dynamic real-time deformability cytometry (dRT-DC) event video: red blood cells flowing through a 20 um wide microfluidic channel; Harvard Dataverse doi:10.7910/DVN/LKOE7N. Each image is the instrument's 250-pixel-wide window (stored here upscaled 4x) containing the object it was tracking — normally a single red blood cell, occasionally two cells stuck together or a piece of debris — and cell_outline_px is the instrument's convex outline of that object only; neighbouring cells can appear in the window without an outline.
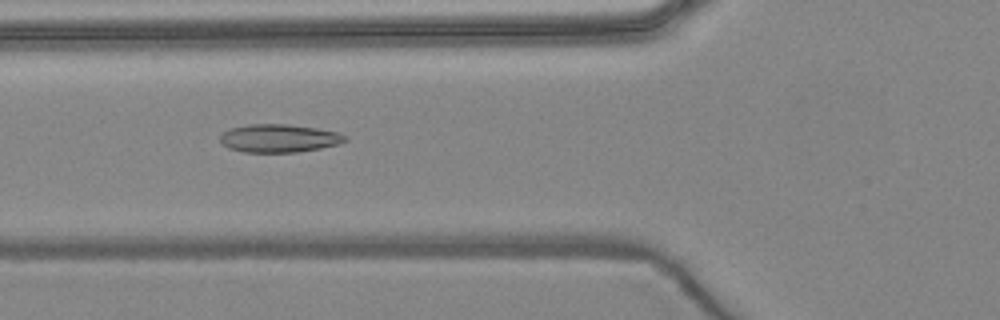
{"species": "common noctule bat (a hibernating species)", "species_latin": "Nyctalus noctula", "temperature_condition": "warm", "stored_images_in_passage": 5, "camera_frame_rate_fps": 3000, "um_per_image_px": 0.085, "animal": {"sex": "female", "body_mass_g": 24.6, "forearm_length_mm": 56.2}, "frame": {"image": 1, "passage_image": 4, "time_ms": 4.0, "image_size_px": [1000, 320], "cell_outline_px": [[348, 140], [340, 144], [320, 148], [296, 152], [244, 152], [228, 148], [220, 140], [220, 136], [224, 132], [232, 128], [248, 124], [288, 124], [316, 128], [340, 132], [348, 136]], "centroid_in_image_um": [23.77, 11.75], "position_along_channel_um": 102.0, "area_um2": 20.52}}
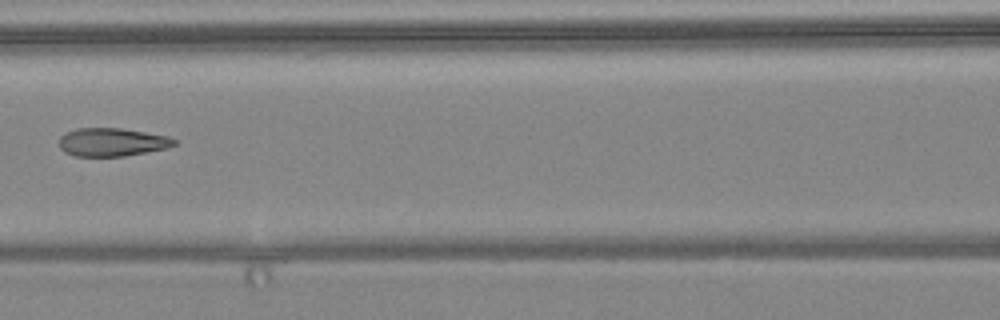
{"frame": {"image": 2, "passage_image": 5, "time_ms": 5.333, "image_size_px": [1000, 320], "cell_outline_px": [[176, 144], [168, 148], [124, 156], [76, 156], [64, 152], [60, 148], [60, 136], [64, 132], [76, 128], [120, 128], [168, 136], [176, 140]], "centroid_in_image_um": [9.5, 12.08], "position_along_channel_um": 157.1, "area_um2": 18.96}}